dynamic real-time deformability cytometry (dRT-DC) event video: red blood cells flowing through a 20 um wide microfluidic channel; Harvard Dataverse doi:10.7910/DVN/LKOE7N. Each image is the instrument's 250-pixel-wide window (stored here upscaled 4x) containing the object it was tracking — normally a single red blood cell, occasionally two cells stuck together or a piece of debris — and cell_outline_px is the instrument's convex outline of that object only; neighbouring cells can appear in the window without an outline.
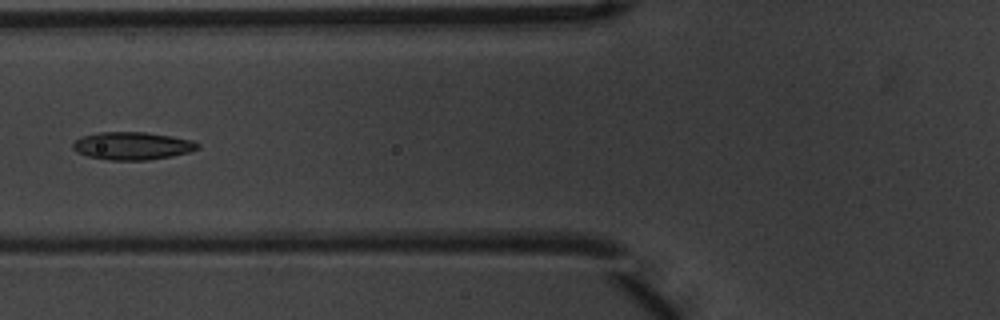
{"species": "common noctule bat (a hibernating species)", "species_latin": "Nyctalus noctula", "temperature_condition": "warm", "stored_images_in_passage": 7, "camera_frame_rate_fps": 3000, "um_per_image_px": 0.085, "animal": {"sex": "male", "body_mass_g": 20.1, "forearm_length_mm": 53.5}, "frame": {"image": 1, "passage_image": 7, "time_ms": 2.0, "image_size_px": [1000, 320], "cell_outline_px": [[200, 148], [188, 152], [172, 156], [148, 160], [108, 160], [88, 156], [76, 152], [72, 148], [72, 144], [76, 140], [84, 136], [100, 132], [144, 132], [172, 136], [192, 140], [200, 144]], "centroid_in_image_um": [11.26, 12.4], "position_along_channel_um": 114.5, "area_um2": 20.17}}